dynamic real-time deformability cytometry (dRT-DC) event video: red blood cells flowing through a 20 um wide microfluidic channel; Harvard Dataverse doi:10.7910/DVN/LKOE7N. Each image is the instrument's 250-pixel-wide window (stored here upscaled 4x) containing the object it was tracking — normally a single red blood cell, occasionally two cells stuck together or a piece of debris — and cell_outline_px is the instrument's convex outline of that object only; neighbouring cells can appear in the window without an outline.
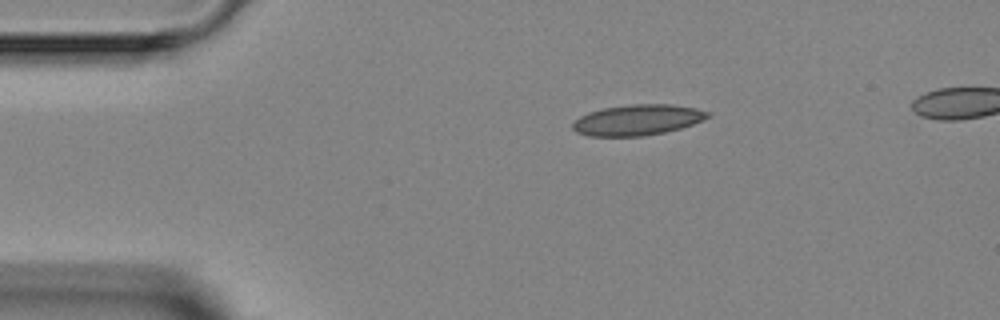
{"species": "Egyptian fruit bat (a non-hibernating species)", "species_latin": "Rousettus aegyptiacus", "temperature_condition": "room temperature", "stored_images_in_passage": 3, "segment_of_instrument_passage": [1, 2], "camera_frame_rate_fps": 3000, "um_per_image_px": 0.085, "animal": {"sex": "female"}, "frame": {"image": 1, "passage_image": 1, "time_ms": 0.0, "image_size_px": [1000, 320], "cell_outline_px": [[712, 116], [692, 124], [680, 128], [664, 132], [644, 136], [588, 136], [576, 132], [572, 128], [572, 124], [580, 116], [588, 112], [604, 108], [632, 104], [672, 104], [696, 108], [708, 112]], "centroid_in_image_um": [54.18, 10.19], "position_along_channel_um": 30.8, "area_um2": 24.1}}